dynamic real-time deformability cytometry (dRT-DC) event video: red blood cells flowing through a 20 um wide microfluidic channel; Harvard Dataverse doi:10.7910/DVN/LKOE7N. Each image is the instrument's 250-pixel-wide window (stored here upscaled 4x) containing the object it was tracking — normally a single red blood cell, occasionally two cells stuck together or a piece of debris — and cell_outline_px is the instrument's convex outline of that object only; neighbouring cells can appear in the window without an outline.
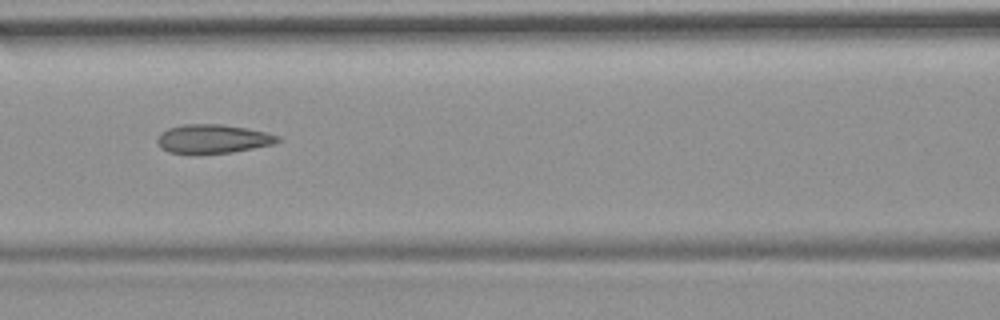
{"species": "common noctule bat (a hibernating species)", "species_latin": "Nyctalus noctula", "temperature_condition": "room temperature", "stored_images_in_passage": 10, "camera_frame_rate_fps": 3000, "um_per_image_px": 0.085, "animal": {"sex": "female", "body_mass_g": 19.9}, "frame": {"image": 1, "passage_image": 9, "time_ms": 9.333, "image_size_px": [1000, 320], "cell_outline_px": [[284, 140], [272, 144], [232, 152], [168, 152], [160, 148], [156, 140], [160, 132], [168, 128], [184, 124], [220, 124], [248, 128], [280, 136]], "centroid_in_image_um": [18.1, 11.78], "position_along_channel_um": 148.5, "area_um2": 19.94}}
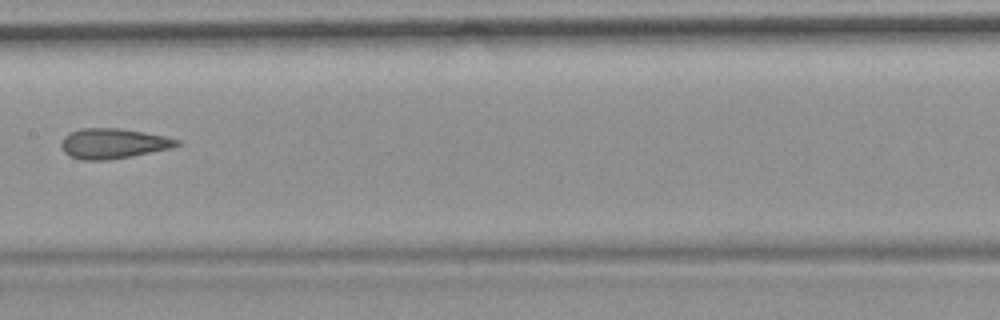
{"frame": {"image": 2, "passage_image": 10, "time_ms": 10.667, "image_size_px": [1000, 320], "cell_outline_px": [[180, 144], [172, 148], [132, 156], [108, 160], [80, 160], [68, 156], [60, 148], [60, 144], [64, 136], [80, 128], [120, 128], [144, 132], [164, 136], [180, 140]], "centroid_in_image_um": [9.59, 12.2], "position_along_channel_um": 197.8, "area_um2": 20.46}}